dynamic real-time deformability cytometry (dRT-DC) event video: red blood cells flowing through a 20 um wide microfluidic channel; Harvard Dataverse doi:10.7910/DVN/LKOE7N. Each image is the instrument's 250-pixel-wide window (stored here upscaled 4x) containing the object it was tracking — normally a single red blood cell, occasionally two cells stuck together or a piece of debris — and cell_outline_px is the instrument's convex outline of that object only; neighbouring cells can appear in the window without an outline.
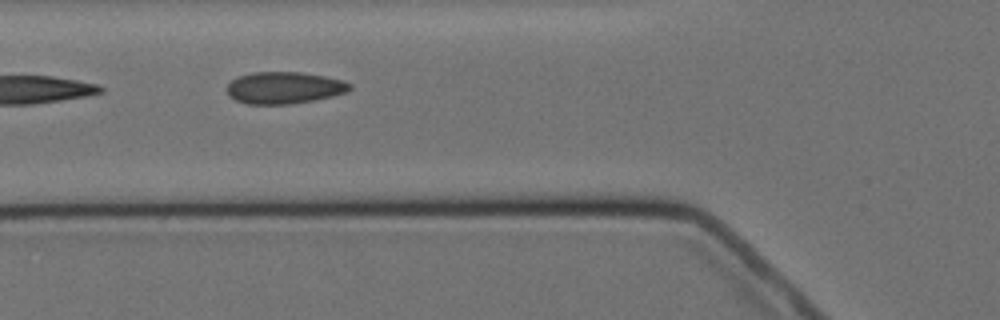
{"species": "Egyptian fruit bat (a non-hibernating species)", "species_latin": "Rousettus aegyptiacus", "temperature_condition": "cold", "stored_images_in_passage": 6, "camera_frame_rate_fps": 3000, "um_per_image_px": 0.085, "animal": {"sex": "female"}, "frame": {"image": 1, "passage_image": 5, "time_ms": 4.667, "image_size_px": [1000, 320], "cell_outline_px": [[352, 88], [348, 92], [332, 96], [312, 100], [288, 104], [248, 104], [236, 100], [228, 96], [228, 84], [232, 80], [240, 76], [252, 72], [300, 72], [324, 76], [344, 80], [352, 84]], "centroid_in_image_um": [24.18, 7.45], "position_along_channel_um": 101.6, "area_um2": 22.77}}